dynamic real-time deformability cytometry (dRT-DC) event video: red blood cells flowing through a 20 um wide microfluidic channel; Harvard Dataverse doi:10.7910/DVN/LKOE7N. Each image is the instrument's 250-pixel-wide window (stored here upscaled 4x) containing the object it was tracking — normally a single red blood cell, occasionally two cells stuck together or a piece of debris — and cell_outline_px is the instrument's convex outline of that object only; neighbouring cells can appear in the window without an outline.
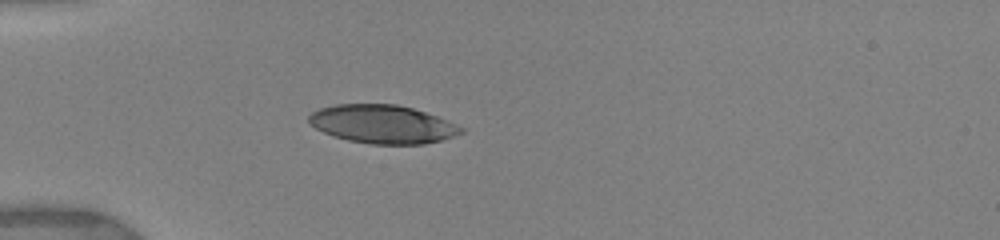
{"species": "human", "species_latin": "Homo sapiens", "temperature_condition": "warm", "stored_images_in_passage": 9, "camera_frame_rate_fps": 3000, "um_per_image_px": 0.085, "donor": {"sex": "female"}, "frame": {"image": 1, "passage_image": 1, "time_ms": 0.0, "image_size_px": [1000, 240], "cell_outline_px": [[464, 132], [440, 140], [424, 144], [372, 144], [348, 140], [332, 136], [308, 124], [308, 116], [312, 112], [320, 108], [336, 104], [396, 104], [412, 108], [436, 116], [464, 128]], "centroid_in_image_um": [32.47, 10.55], "position_along_channel_um": 52.5, "area_um2": 33.87}}
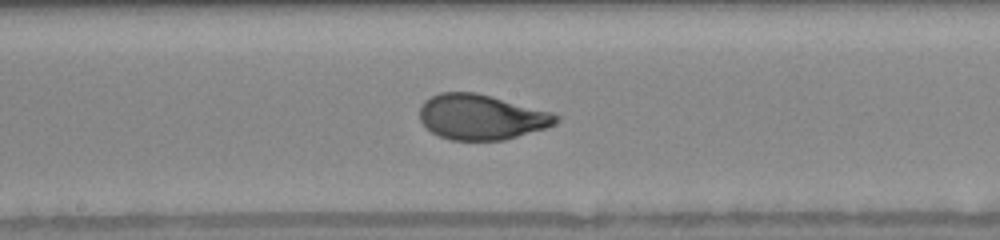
{"frame": {"image": 2, "passage_image": 8, "time_ms": 4.333, "image_size_px": [1000, 240], "cell_outline_px": [[560, 120], [556, 124], [548, 128], [504, 140], [452, 140], [440, 136], [432, 132], [420, 120], [420, 104], [424, 100], [440, 92], [476, 92], [492, 96], [552, 112], [560, 116]], "centroid_in_image_um": [40.95, 9.94], "position_along_channel_um": 207.3, "area_um2": 36.13}}